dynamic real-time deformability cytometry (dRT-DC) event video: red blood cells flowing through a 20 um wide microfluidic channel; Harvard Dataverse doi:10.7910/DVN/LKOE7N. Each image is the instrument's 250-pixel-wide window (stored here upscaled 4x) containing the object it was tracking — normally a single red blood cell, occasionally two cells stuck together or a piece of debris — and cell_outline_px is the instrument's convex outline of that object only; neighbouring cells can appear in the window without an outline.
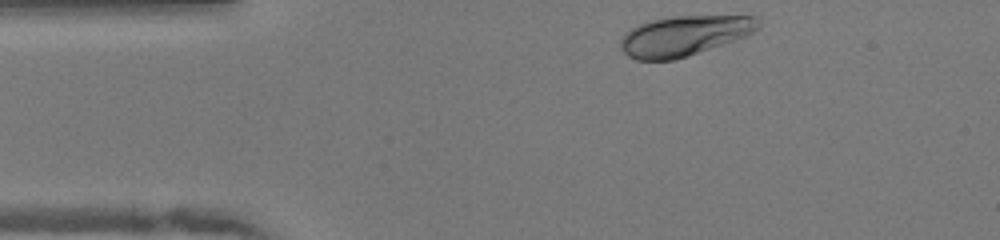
{"species": "human", "species_latin": "Homo sapiens", "temperature_condition": "warm", "stored_images_in_passage": 34, "camera_frame_rate_fps": 3000, "um_per_image_px": 0.085, "donor": {"sex": "female"}, "frame": {"image": 1, "passage_image": 1, "time_ms": 0.0, "image_size_px": [1000, 240], "cell_outline_px": [[760, 28], [748, 36], [676, 60], [636, 60], [628, 56], [620, 48], [620, 40], [636, 24], [648, 20], [668, 16], [756, 16], [760, 24]], "centroid_in_image_um": [58.16, 3.04], "position_along_channel_um": 26.8, "area_um2": 32.48}}
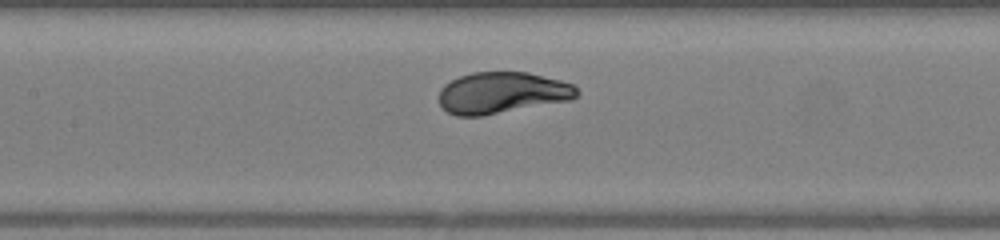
{"frame": {"image": 2, "passage_image": 15, "time_ms": 4.667, "image_size_px": [1000, 240], "cell_outline_px": [[580, 92], [572, 100], [480, 116], [456, 116], [448, 112], [440, 104], [440, 88], [444, 84], [460, 76], [472, 72], [528, 72], [560, 80], [572, 84]], "centroid_in_image_um": [42.68, 7.88], "position_along_channel_um": 164.7, "area_um2": 33.23}}
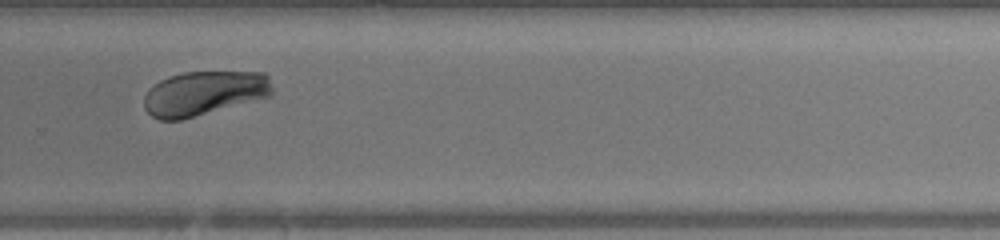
{"frame": {"image": 3, "passage_image": 26, "time_ms": 8.333, "image_size_px": [1000, 240], "cell_outline_px": [[272, 96], [180, 120], [160, 120], [152, 116], [144, 108], [144, 96], [160, 80], [168, 76], [184, 72], [264, 72], [268, 76], [272, 88]], "centroid_in_image_um": [17.36, 7.92], "position_along_channel_um": 312.4, "area_um2": 33.06}, "authors_computed_cell_mechanics": {"area_um2": 32.9749, "velocity_mm_per_s": 4.0436, "shape_relaxation_time_tau1_ms": 1.4622, "shape_relaxation_time_tau2_ms": null, "deformation_change_tau1": 0.142, "deformation_change_tau2": null}}